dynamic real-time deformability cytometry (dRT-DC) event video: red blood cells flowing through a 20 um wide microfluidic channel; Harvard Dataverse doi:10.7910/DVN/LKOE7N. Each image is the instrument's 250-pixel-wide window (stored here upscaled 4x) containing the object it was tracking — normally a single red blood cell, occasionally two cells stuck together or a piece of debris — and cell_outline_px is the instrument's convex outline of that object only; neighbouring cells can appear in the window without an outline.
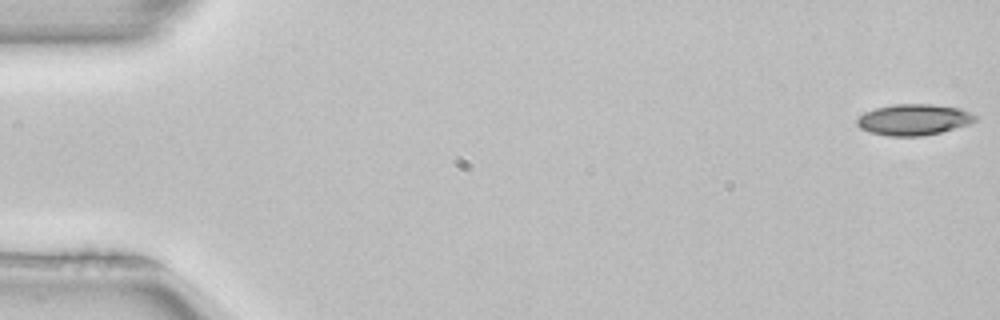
{"species": "common noctule bat (a hibernating species)", "species_latin": "Nyctalus noctula", "temperature_condition": "room temperature", "stored_images_in_passage": 12, "camera_frame_rate_fps": 3000, "um_per_image_px": 0.085, "animal": {"sex": "female", "body_mass_g": 22.7, "forearm_length_mm": 54.2}, "frame": {"image": 1, "passage_image": 1, "time_ms": 0.0, "image_size_px": [1000, 320], "cell_outline_px": [[976, 120], [968, 124], [940, 132], [920, 136], [888, 136], [868, 132], [860, 128], [856, 124], [856, 120], [864, 112], [876, 108], [896, 104], [932, 104], [960, 108], [976, 116]], "centroid_in_image_um": [77.62, 10.17], "position_along_channel_um": 7.4, "area_um2": 21.27}}